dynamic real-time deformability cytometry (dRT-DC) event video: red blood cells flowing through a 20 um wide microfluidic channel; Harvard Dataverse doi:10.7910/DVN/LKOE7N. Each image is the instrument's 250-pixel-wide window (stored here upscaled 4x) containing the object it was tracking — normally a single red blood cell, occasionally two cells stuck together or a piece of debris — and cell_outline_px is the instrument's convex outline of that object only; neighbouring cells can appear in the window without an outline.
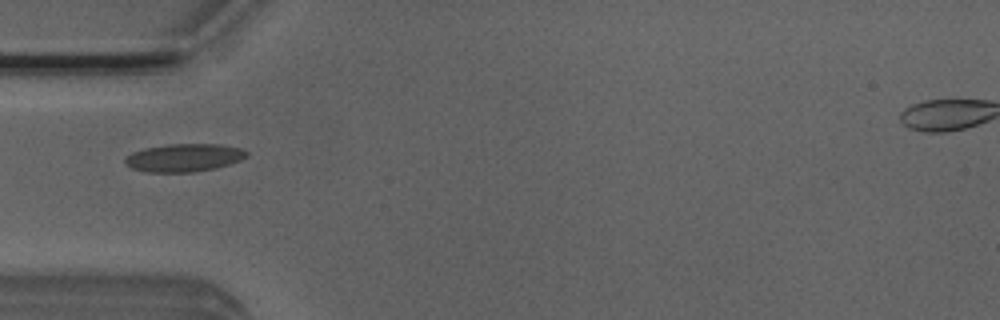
{"species": "Egyptian fruit bat (a non-hibernating species)", "species_latin": "Rousettus aegyptiacus", "temperature_condition": "room temperature", "stored_images_in_passage": 9, "camera_frame_rate_fps": 3000, "um_per_image_px": 0.085, "animal": {"sex": "male"}, "frame": {"image": 1, "passage_image": 6, "time_ms": 1.667, "image_size_px": [1000, 320], "cell_outline_px": [[248, 156], [240, 160], [216, 168], [196, 172], [148, 172], [132, 168], [124, 160], [132, 152], [144, 148], [168, 144], [220, 144], [240, 148], [248, 152]], "centroid_in_image_um": [15.67, 13.4], "position_along_channel_um": 69.3, "area_um2": 19.71}}
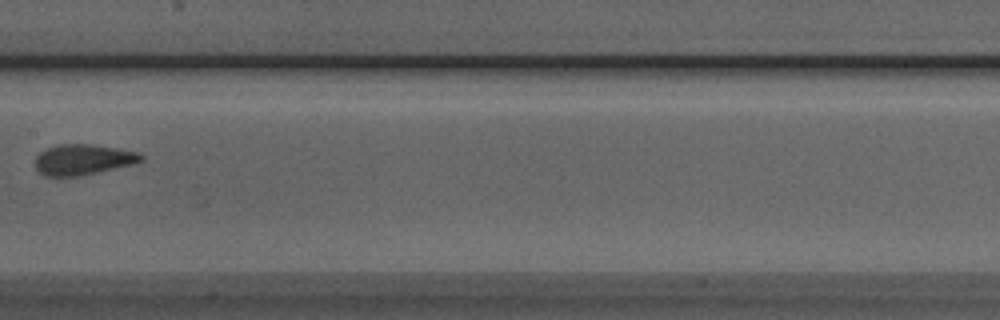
{"frame": {"image": 2, "passage_image": 9, "time_ms": 2.667, "image_size_px": [1000, 320], "cell_outline_px": [[144, 160], [132, 164], [96, 172], [76, 176], [44, 176], [36, 168], [36, 156], [40, 152], [56, 144], [92, 144], [140, 152], [144, 156]], "centroid_in_image_um": [7.06, 13.55], "position_along_channel_um": 200.3, "area_um2": 18.73}}